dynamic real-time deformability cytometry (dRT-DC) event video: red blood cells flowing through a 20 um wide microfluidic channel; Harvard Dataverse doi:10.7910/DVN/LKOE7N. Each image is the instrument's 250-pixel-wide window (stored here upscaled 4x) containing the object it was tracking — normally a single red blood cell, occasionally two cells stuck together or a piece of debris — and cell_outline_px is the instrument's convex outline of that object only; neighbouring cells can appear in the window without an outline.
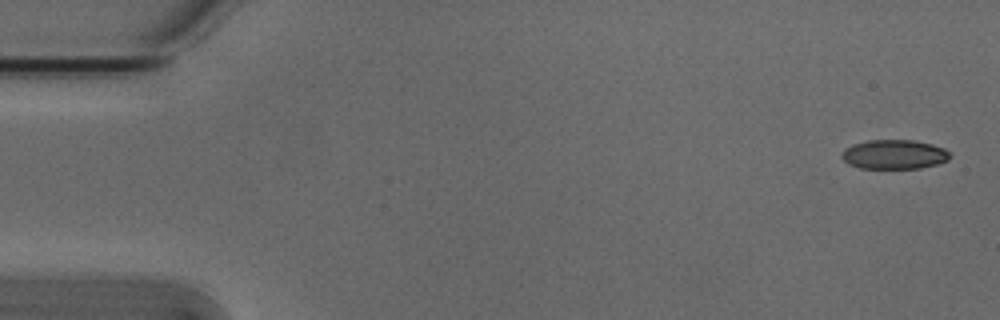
{"species": "Egyptian fruit bat (a non-hibernating species)", "species_latin": "Rousettus aegyptiacus", "temperature_condition": "cold", "stored_images_in_passage": 5, "camera_frame_rate_fps": 3000, "um_per_image_px": 0.085, "animal": {"sex": "male"}, "frame": {"image": 1, "passage_image": 1, "time_ms": 0.0, "image_size_px": [1000, 320], "cell_outline_px": [[948, 160], [936, 164], [920, 168], [860, 168], [848, 164], [840, 156], [844, 148], [852, 144], [868, 140], [912, 140], [932, 144], [944, 148], [948, 152]], "centroid_in_image_um": [75.95, 13.12], "position_along_channel_um": 9.0, "area_um2": 18.44}}
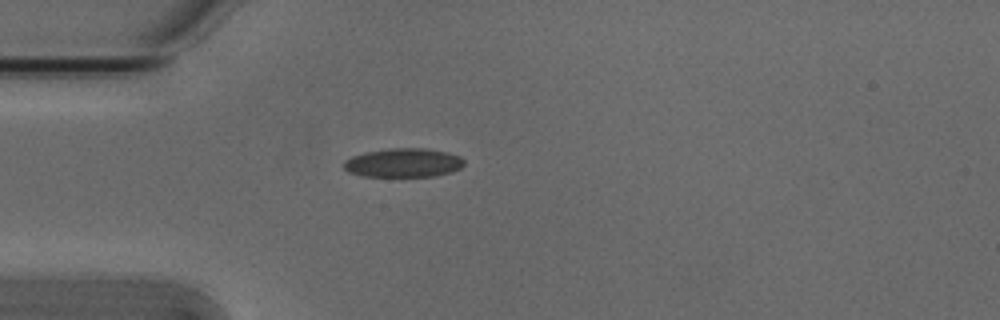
{"frame": {"image": 2, "passage_image": 4, "time_ms": 1.0, "image_size_px": [1000, 320], "cell_outline_px": [[464, 164], [460, 168], [452, 172], [432, 176], [364, 176], [348, 172], [344, 168], [344, 160], [352, 156], [364, 152], [388, 148], [428, 148], [448, 152], [460, 156], [464, 160]], "centroid_in_image_um": [34.29, 13.82], "position_along_channel_um": 50.7, "area_um2": 20.4}}